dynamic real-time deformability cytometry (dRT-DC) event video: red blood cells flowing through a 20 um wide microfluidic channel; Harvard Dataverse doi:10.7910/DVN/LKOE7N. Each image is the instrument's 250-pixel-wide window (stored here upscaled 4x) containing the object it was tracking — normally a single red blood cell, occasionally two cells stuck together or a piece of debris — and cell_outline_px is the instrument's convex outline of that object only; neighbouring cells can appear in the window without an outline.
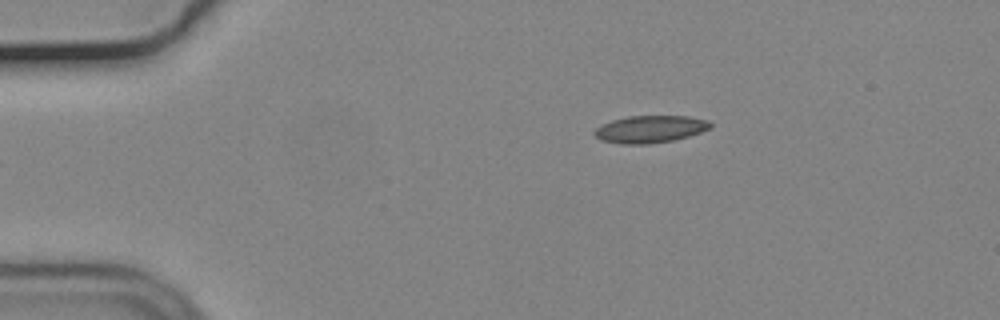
{"species": "common noctule bat (a hibernating species)", "species_latin": "Nyctalus noctula", "temperature_condition": "cold", "stored_images_in_passage": 7, "camera_frame_rate_fps": 3000, "um_per_image_px": 0.085, "animal": {"sex": "male", "body_mass_g": 19.2, "forearm_length_mm": 51.8}, "frame": {"image": 1, "passage_image": 1, "time_ms": 0.0, "image_size_px": [1000, 320], "cell_outline_px": [[712, 128], [688, 136], [672, 140], [648, 144], [620, 144], [600, 140], [592, 132], [596, 128], [612, 120], [628, 116], [688, 116], [708, 120], [712, 124]], "centroid_in_image_um": [55.26, 10.98], "position_along_channel_um": 29.7, "area_um2": 18.38}}